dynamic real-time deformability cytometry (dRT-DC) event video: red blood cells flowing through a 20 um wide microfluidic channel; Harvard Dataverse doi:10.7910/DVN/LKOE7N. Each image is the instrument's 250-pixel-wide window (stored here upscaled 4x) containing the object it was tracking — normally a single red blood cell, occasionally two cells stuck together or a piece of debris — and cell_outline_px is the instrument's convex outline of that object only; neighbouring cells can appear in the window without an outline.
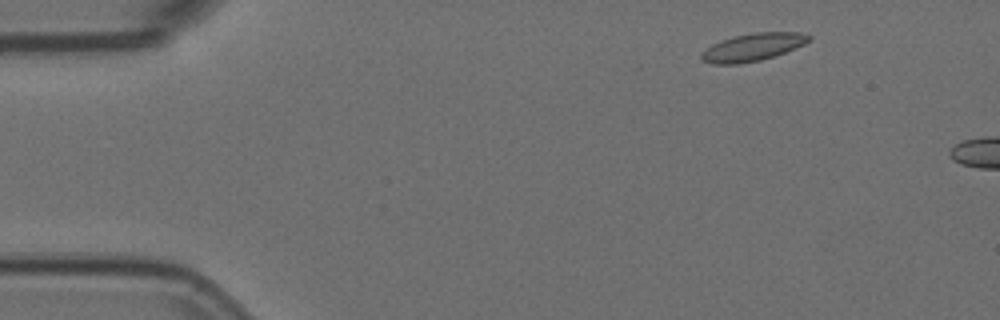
{"species": "Egyptian fruit bat (a non-hibernating species)", "species_latin": "Rousettus aegyptiacus", "temperature_condition": "room temperature", "stored_images_in_passage": 2, "camera_frame_rate_fps": 3000, "um_per_image_px": 0.085, "animal": {"sex": "female"}, "frame": {"image": 1, "passage_image": 1, "time_ms": 0.0, "image_size_px": [1000, 320], "cell_outline_px": [[812, 36], [804, 44], [784, 52], [760, 60], [736, 64], [712, 64], [700, 60], [700, 52], [712, 44], [720, 40], [736, 36], [756, 32], [800, 32]], "centroid_in_image_um": [63.92, 4.01], "position_along_channel_um": 21.1, "area_um2": 17.17}}